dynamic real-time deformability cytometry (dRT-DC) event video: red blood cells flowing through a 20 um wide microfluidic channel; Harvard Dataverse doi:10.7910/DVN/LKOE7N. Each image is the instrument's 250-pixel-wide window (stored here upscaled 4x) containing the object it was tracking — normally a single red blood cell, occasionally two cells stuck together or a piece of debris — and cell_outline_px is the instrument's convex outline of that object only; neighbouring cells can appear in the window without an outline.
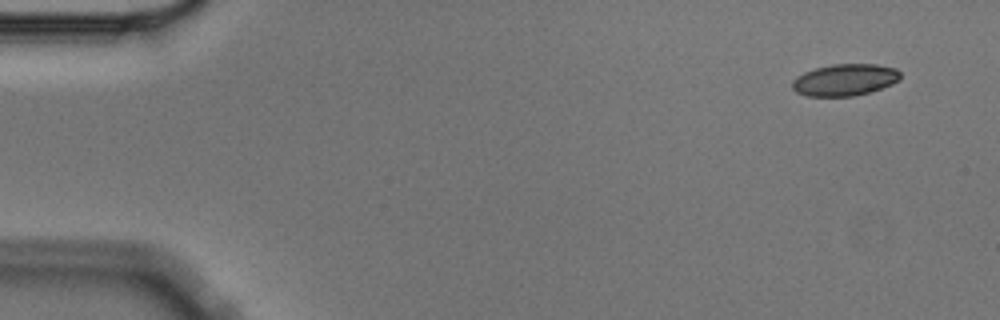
{"species": "Egyptian fruit bat (a non-hibernating species)", "species_latin": "Rousettus aegyptiacus", "temperature_condition": "cold", "stored_images_in_passage": 8, "camera_frame_rate_fps": 3000, "um_per_image_px": 0.085, "animal": {"sex": "male"}, "frame": {"image": 1, "passage_image": 1, "time_ms": 0.0, "image_size_px": [1000, 320], "cell_outline_px": [[900, 80], [892, 84], [872, 92], [852, 96], [808, 96], [796, 92], [792, 88], [792, 80], [796, 76], [804, 72], [816, 68], [832, 64], [876, 64], [896, 68], [900, 72]], "centroid_in_image_um": [71.82, 6.79], "position_along_channel_um": 13.2, "area_um2": 20.17}}
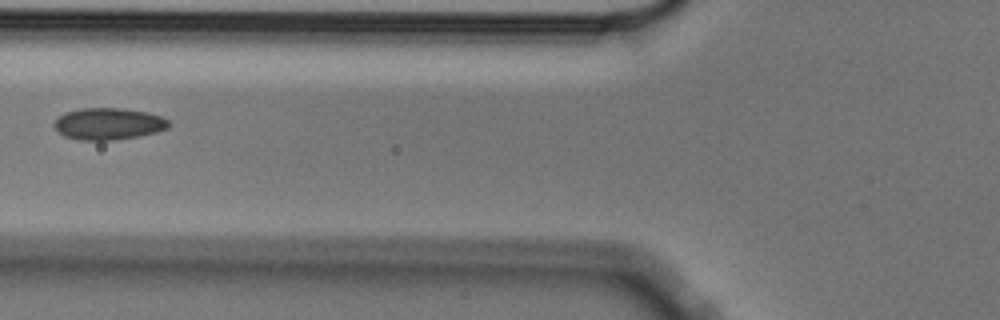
{"frame": {"image": 2, "passage_image": 5, "time_ms": 1.333, "image_size_px": [1000, 320], "cell_outline_px": [[168, 128], [156, 132], [136, 136], [112, 140], [80, 140], [64, 136], [52, 124], [60, 116], [68, 112], [80, 108], [124, 108], [148, 112], [160, 116], [168, 120]], "centroid_in_image_um": [9.22, 10.51], "position_along_channel_um": 116.6, "area_um2": 20.98}}
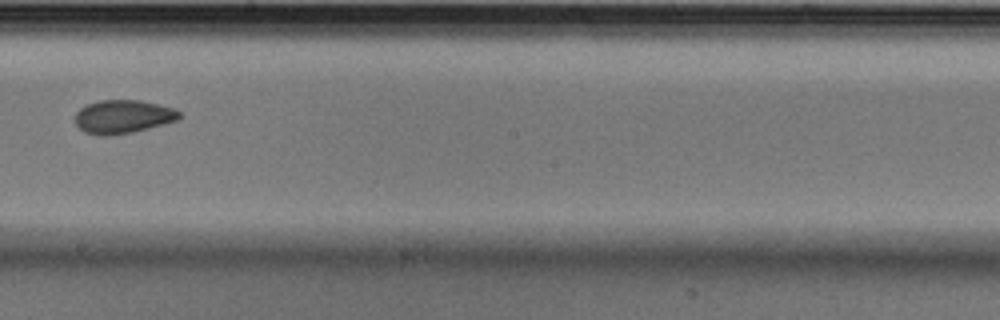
{"frame": {"image": 3, "passage_image": 8, "time_ms": 2.333, "image_size_px": [1000, 320], "cell_outline_px": [[180, 116], [176, 120], [164, 124], [132, 132], [112, 136], [100, 136], [84, 132], [76, 124], [76, 112], [80, 108], [96, 100], [140, 100], [172, 108], [180, 112]], "centroid_in_image_um": [10.41, 9.92], "position_along_channel_um": 237.8, "area_um2": 20.23}}